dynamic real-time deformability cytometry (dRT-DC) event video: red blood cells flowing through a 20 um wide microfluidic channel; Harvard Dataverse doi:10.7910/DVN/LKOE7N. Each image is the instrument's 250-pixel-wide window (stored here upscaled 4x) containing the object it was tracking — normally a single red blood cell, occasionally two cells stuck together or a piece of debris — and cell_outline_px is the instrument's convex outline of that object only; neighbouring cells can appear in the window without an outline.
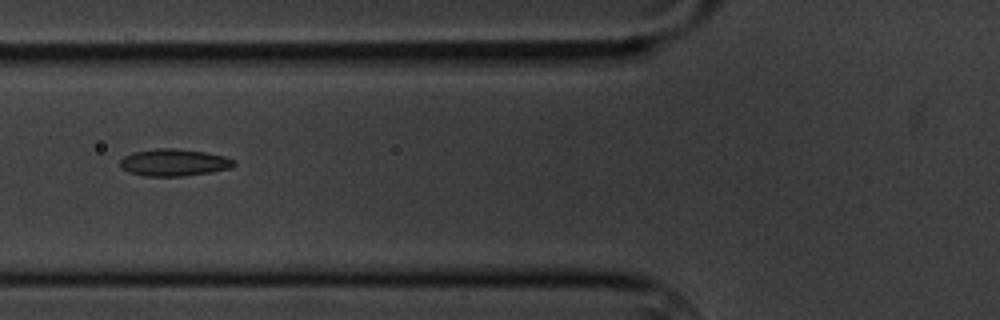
{"species": "common noctule bat (a hibernating species)", "species_latin": "Nyctalus noctula", "temperature_condition": "cold", "stored_images_in_passage": 2, "camera_frame_rate_fps": 3000, "um_per_image_px": 0.085, "animal": {"sex": "male", "body_mass_g": 20.1, "forearm_length_mm": 53.5}, "frame": {"image": 1, "passage_image": 2, "time_ms": 1.333, "image_size_px": [1000, 320], "cell_outline_px": [[236, 164], [232, 168], [212, 172], [184, 176], [144, 176], [128, 172], [120, 168], [120, 160], [124, 156], [132, 152], [156, 148], [176, 148], [204, 152], [224, 156], [236, 160]], "centroid_in_image_um": [14.79, 13.81], "position_along_channel_um": 111.0, "area_um2": 18.21}}